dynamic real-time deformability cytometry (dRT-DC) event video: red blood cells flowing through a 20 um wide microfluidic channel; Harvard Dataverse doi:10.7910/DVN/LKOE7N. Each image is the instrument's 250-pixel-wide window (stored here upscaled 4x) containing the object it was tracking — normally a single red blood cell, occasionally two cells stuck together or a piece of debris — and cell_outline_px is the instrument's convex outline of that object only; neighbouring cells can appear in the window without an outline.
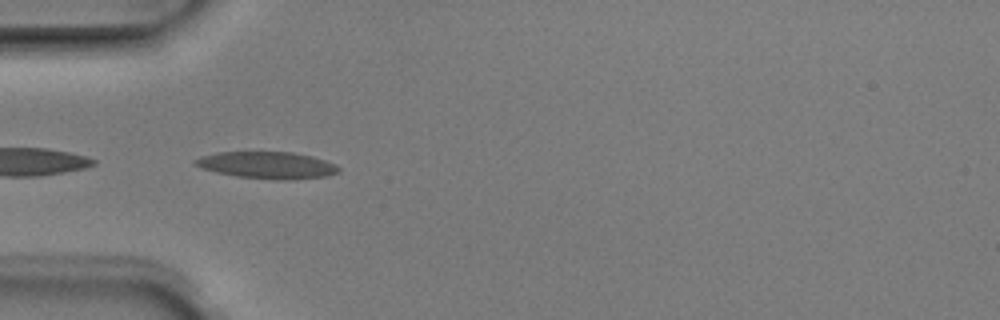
{"species": "Egyptian fruit bat (a non-hibernating species)", "species_latin": "Rousettus aegyptiacus", "temperature_condition": "room temperature", "stored_images_in_passage": 4, "camera_frame_rate_fps": 3000, "um_per_image_px": 0.085, "animal": {"sex": "male"}, "frame": {"image": 1, "passage_image": 3, "time_ms": 0.667, "image_size_px": [1000, 320], "cell_outline_px": [[340, 172], [324, 176], [292, 180], [272, 180], [236, 176], [216, 172], [200, 168], [192, 164], [192, 160], [200, 156], [216, 152], [292, 152], [312, 156], [336, 164], [340, 168]], "centroid_in_image_um": [22.67, 14.04], "position_along_channel_um": 62.3, "area_um2": 22.77}}
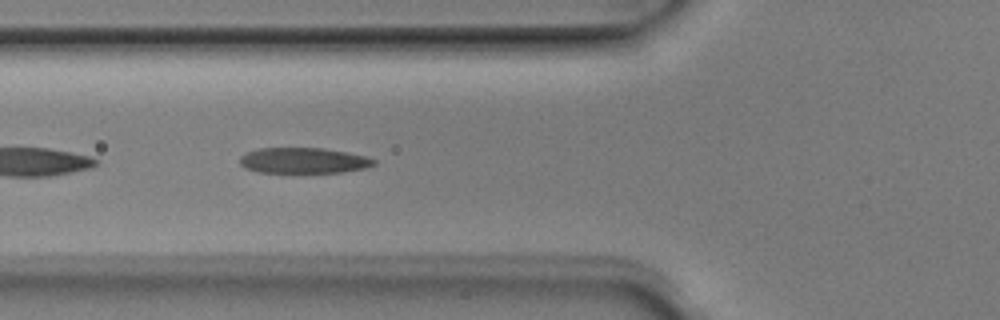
{"frame": {"image": 2, "passage_image": 4, "time_ms": 1.0, "image_size_px": [1000, 320], "cell_outline_px": [[376, 164], [364, 168], [340, 172], [256, 172], [244, 168], [240, 164], [240, 156], [256, 148], [324, 148], [368, 156], [376, 160]], "centroid_in_image_um": [25.79, 13.64], "position_along_channel_um": 100.0, "area_um2": 20.06}}